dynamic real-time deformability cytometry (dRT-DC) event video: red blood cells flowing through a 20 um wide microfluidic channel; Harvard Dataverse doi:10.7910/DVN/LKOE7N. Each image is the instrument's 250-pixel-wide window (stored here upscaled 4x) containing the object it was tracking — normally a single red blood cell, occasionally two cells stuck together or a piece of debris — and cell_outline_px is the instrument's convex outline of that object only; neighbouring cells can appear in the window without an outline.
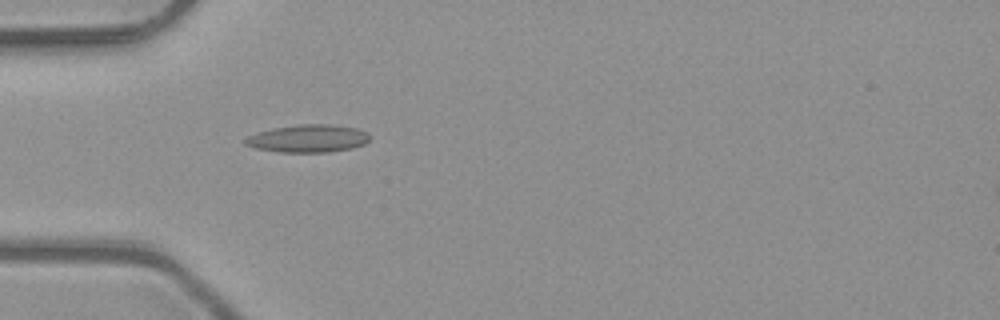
{"species": "common noctule bat (a hibernating species)", "species_latin": "Nyctalus noctula", "temperature_condition": "room temperature", "stored_images_in_passage": 2, "camera_frame_rate_fps": 3000, "um_per_image_px": 0.085, "animal": {"sex": "male", "body_mass_g": 23.1, "forearm_length_mm": 52.7}, "frame": {"image": 1, "passage_image": 2, "time_ms": 0.333, "image_size_px": [1000, 320], "cell_outline_px": [[368, 140], [364, 144], [352, 148], [328, 152], [280, 152], [256, 148], [244, 144], [244, 140], [248, 136], [272, 128], [300, 124], [332, 124], [356, 128], [368, 132]], "centroid_in_image_um": [26.19, 11.77], "position_along_channel_um": 58.8, "area_um2": 20.0}}